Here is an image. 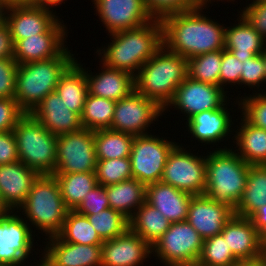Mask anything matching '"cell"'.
<instances>
[{
	"label": "cell",
	"mask_w": 266,
	"mask_h": 266,
	"mask_svg": "<svg viewBox=\"0 0 266 266\" xmlns=\"http://www.w3.org/2000/svg\"><path fill=\"white\" fill-rule=\"evenodd\" d=\"M210 9L198 7L164 17L161 20L163 45L187 60L200 54L224 50L226 24L220 23L216 16L211 17L207 13Z\"/></svg>",
	"instance_id": "1"
},
{
	"label": "cell",
	"mask_w": 266,
	"mask_h": 266,
	"mask_svg": "<svg viewBox=\"0 0 266 266\" xmlns=\"http://www.w3.org/2000/svg\"><path fill=\"white\" fill-rule=\"evenodd\" d=\"M108 43L94 51L105 66L135 76L139 69L163 46V24L153 19L146 25L108 34ZM98 56V57H97Z\"/></svg>",
	"instance_id": "2"
},
{
	"label": "cell",
	"mask_w": 266,
	"mask_h": 266,
	"mask_svg": "<svg viewBox=\"0 0 266 266\" xmlns=\"http://www.w3.org/2000/svg\"><path fill=\"white\" fill-rule=\"evenodd\" d=\"M68 211L53 174L39 175L25 202L17 210L39 240L42 236L44 240L57 235L63 227Z\"/></svg>",
	"instance_id": "3"
},
{
	"label": "cell",
	"mask_w": 266,
	"mask_h": 266,
	"mask_svg": "<svg viewBox=\"0 0 266 266\" xmlns=\"http://www.w3.org/2000/svg\"><path fill=\"white\" fill-rule=\"evenodd\" d=\"M69 49L51 59L18 64L14 99L25 113L56 90L61 76L76 61L77 51Z\"/></svg>",
	"instance_id": "4"
},
{
	"label": "cell",
	"mask_w": 266,
	"mask_h": 266,
	"mask_svg": "<svg viewBox=\"0 0 266 266\" xmlns=\"http://www.w3.org/2000/svg\"><path fill=\"white\" fill-rule=\"evenodd\" d=\"M187 71V59L163 45L134 76L135 91L165 109Z\"/></svg>",
	"instance_id": "5"
},
{
	"label": "cell",
	"mask_w": 266,
	"mask_h": 266,
	"mask_svg": "<svg viewBox=\"0 0 266 266\" xmlns=\"http://www.w3.org/2000/svg\"><path fill=\"white\" fill-rule=\"evenodd\" d=\"M249 168L232 148L207 150L204 195L235 211L246 187Z\"/></svg>",
	"instance_id": "6"
},
{
	"label": "cell",
	"mask_w": 266,
	"mask_h": 266,
	"mask_svg": "<svg viewBox=\"0 0 266 266\" xmlns=\"http://www.w3.org/2000/svg\"><path fill=\"white\" fill-rule=\"evenodd\" d=\"M236 111L237 114H235ZM238 113L239 100H236L234 98H230L222 107L216 110H205L201 113H197L191 116L185 123L179 124L181 126L184 124L185 128L183 126L180 127V131H178V133L181 132V130L183 131L184 129V135L186 134L183 140L185 144L182 142V140H180L179 142H181L183 146H186L188 148H195L196 146L197 149H201L203 147L202 149L204 150H208V148H210V150L231 148L236 121V119H234L233 117L238 116ZM186 136L191 140L188 139L187 142V139H185ZM194 141L195 145H193ZM186 142H191L192 145L186 144ZM199 145L200 147H198ZM215 146L216 148H214Z\"/></svg>",
	"instance_id": "7"
},
{
	"label": "cell",
	"mask_w": 266,
	"mask_h": 266,
	"mask_svg": "<svg viewBox=\"0 0 266 266\" xmlns=\"http://www.w3.org/2000/svg\"><path fill=\"white\" fill-rule=\"evenodd\" d=\"M19 161L40 175L54 174L57 136L50 133L30 113H25L13 130Z\"/></svg>",
	"instance_id": "8"
},
{
	"label": "cell",
	"mask_w": 266,
	"mask_h": 266,
	"mask_svg": "<svg viewBox=\"0 0 266 266\" xmlns=\"http://www.w3.org/2000/svg\"><path fill=\"white\" fill-rule=\"evenodd\" d=\"M155 130L153 133L135 136L131 146L132 176L145 186L161 180L167 157L180 141V138L174 139L172 134L170 140L168 132L162 135L160 130L159 134Z\"/></svg>",
	"instance_id": "9"
},
{
	"label": "cell",
	"mask_w": 266,
	"mask_h": 266,
	"mask_svg": "<svg viewBox=\"0 0 266 266\" xmlns=\"http://www.w3.org/2000/svg\"><path fill=\"white\" fill-rule=\"evenodd\" d=\"M202 150L188 149L179 142L167 157L160 181L192 195H203L206 188V150Z\"/></svg>",
	"instance_id": "10"
},
{
	"label": "cell",
	"mask_w": 266,
	"mask_h": 266,
	"mask_svg": "<svg viewBox=\"0 0 266 266\" xmlns=\"http://www.w3.org/2000/svg\"><path fill=\"white\" fill-rule=\"evenodd\" d=\"M36 239L24 218L10 210L0 220V266H24L29 261L35 262L41 257L42 249L41 241Z\"/></svg>",
	"instance_id": "11"
},
{
	"label": "cell",
	"mask_w": 266,
	"mask_h": 266,
	"mask_svg": "<svg viewBox=\"0 0 266 266\" xmlns=\"http://www.w3.org/2000/svg\"><path fill=\"white\" fill-rule=\"evenodd\" d=\"M203 241L187 220L174 222L151 247V258L159 262V266L197 263Z\"/></svg>",
	"instance_id": "12"
},
{
	"label": "cell",
	"mask_w": 266,
	"mask_h": 266,
	"mask_svg": "<svg viewBox=\"0 0 266 266\" xmlns=\"http://www.w3.org/2000/svg\"><path fill=\"white\" fill-rule=\"evenodd\" d=\"M229 96L220 86L196 81L187 76L177 87L172 101L164 109L163 118H168L166 113L173 117L177 111L176 117L174 116V118H179L177 125L179 122L185 123L197 113L222 107L231 98ZM178 114L181 118L177 116Z\"/></svg>",
	"instance_id": "13"
},
{
	"label": "cell",
	"mask_w": 266,
	"mask_h": 266,
	"mask_svg": "<svg viewBox=\"0 0 266 266\" xmlns=\"http://www.w3.org/2000/svg\"><path fill=\"white\" fill-rule=\"evenodd\" d=\"M161 117H164V109L154 100L146 98L134 90L129 96L116 102L109 129L133 136L145 135L155 132L152 126L158 127L159 123L157 122L162 125L163 122L159 120V118L162 119Z\"/></svg>",
	"instance_id": "14"
},
{
	"label": "cell",
	"mask_w": 266,
	"mask_h": 266,
	"mask_svg": "<svg viewBox=\"0 0 266 266\" xmlns=\"http://www.w3.org/2000/svg\"><path fill=\"white\" fill-rule=\"evenodd\" d=\"M97 161L93 130L82 128L57 136L54 174L95 172Z\"/></svg>",
	"instance_id": "15"
},
{
	"label": "cell",
	"mask_w": 266,
	"mask_h": 266,
	"mask_svg": "<svg viewBox=\"0 0 266 266\" xmlns=\"http://www.w3.org/2000/svg\"><path fill=\"white\" fill-rule=\"evenodd\" d=\"M94 15L108 34L142 27L153 20L143 0H91Z\"/></svg>",
	"instance_id": "16"
},
{
	"label": "cell",
	"mask_w": 266,
	"mask_h": 266,
	"mask_svg": "<svg viewBox=\"0 0 266 266\" xmlns=\"http://www.w3.org/2000/svg\"><path fill=\"white\" fill-rule=\"evenodd\" d=\"M59 18L45 33L18 40L14 44L13 58L18 64L42 61L57 57L69 46L70 28Z\"/></svg>",
	"instance_id": "17"
},
{
	"label": "cell",
	"mask_w": 266,
	"mask_h": 266,
	"mask_svg": "<svg viewBox=\"0 0 266 266\" xmlns=\"http://www.w3.org/2000/svg\"><path fill=\"white\" fill-rule=\"evenodd\" d=\"M44 240L41 257L50 266H102V245L68 243L57 235Z\"/></svg>",
	"instance_id": "18"
},
{
	"label": "cell",
	"mask_w": 266,
	"mask_h": 266,
	"mask_svg": "<svg viewBox=\"0 0 266 266\" xmlns=\"http://www.w3.org/2000/svg\"><path fill=\"white\" fill-rule=\"evenodd\" d=\"M102 266H144L152 257L151 246L128 228L102 244Z\"/></svg>",
	"instance_id": "19"
},
{
	"label": "cell",
	"mask_w": 266,
	"mask_h": 266,
	"mask_svg": "<svg viewBox=\"0 0 266 266\" xmlns=\"http://www.w3.org/2000/svg\"><path fill=\"white\" fill-rule=\"evenodd\" d=\"M76 59V62L84 69L88 84V94L110 99L115 102L129 96L135 90L134 76L126 71L113 69L97 62V73L92 72L86 64ZM84 65V66H83ZM101 67V68H100ZM98 68V69H97Z\"/></svg>",
	"instance_id": "20"
},
{
	"label": "cell",
	"mask_w": 266,
	"mask_h": 266,
	"mask_svg": "<svg viewBox=\"0 0 266 266\" xmlns=\"http://www.w3.org/2000/svg\"><path fill=\"white\" fill-rule=\"evenodd\" d=\"M239 262L258 261L263 258L262 236L250 218L233 215L220 233Z\"/></svg>",
	"instance_id": "21"
},
{
	"label": "cell",
	"mask_w": 266,
	"mask_h": 266,
	"mask_svg": "<svg viewBox=\"0 0 266 266\" xmlns=\"http://www.w3.org/2000/svg\"><path fill=\"white\" fill-rule=\"evenodd\" d=\"M234 214L232 208L204 194L194 195L189 204L187 222L206 239L220 234Z\"/></svg>",
	"instance_id": "22"
},
{
	"label": "cell",
	"mask_w": 266,
	"mask_h": 266,
	"mask_svg": "<svg viewBox=\"0 0 266 266\" xmlns=\"http://www.w3.org/2000/svg\"><path fill=\"white\" fill-rule=\"evenodd\" d=\"M59 14L34 5L10 6L7 10L6 24L13 43L45 33L62 16Z\"/></svg>",
	"instance_id": "23"
},
{
	"label": "cell",
	"mask_w": 266,
	"mask_h": 266,
	"mask_svg": "<svg viewBox=\"0 0 266 266\" xmlns=\"http://www.w3.org/2000/svg\"><path fill=\"white\" fill-rule=\"evenodd\" d=\"M30 114L55 136L83 128L81 116L71 111L56 91L47 95Z\"/></svg>",
	"instance_id": "24"
},
{
	"label": "cell",
	"mask_w": 266,
	"mask_h": 266,
	"mask_svg": "<svg viewBox=\"0 0 266 266\" xmlns=\"http://www.w3.org/2000/svg\"><path fill=\"white\" fill-rule=\"evenodd\" d=\"M39 175L20 161L0 165V198L3 203L11 211H17Z\"/></svg>",
	"instance_id": "25"
},
{
	"label": "cell",
	"mask_w": 266,
	"mask_h": 266,
	"mask_svg": "<svg viewBox=\"0 0 266 266\" xmlns=\"http://www.w3.org/2000/svg\"><path fill=\"white\" fill-rule=\"evenodd\" d=\"M235 17H228L230 25L225 27V49L230 51L238 60L244 62L246 59L264 52L266 41L243 17L240 11ZM235 19V20H234ZM234 21V22H233Z\"/></svg>",
	"instance_id": "26"
},
{
	"label": "cell",
	"mask_w": 266,
	"mask_h": 266,
	"mask_svg": "<svg viewBox=\"0 0 266 266\" xmlns=\"http://www.w3.org/2000/svg\"><path fill=\"white\" fill-rule=\"evenodd\" d=\"M193 196L162 181L146 185L145 201L159 210L171 223L187 220Z\"/></svg>",
	"instance_id": "27"
},
{
	"label": "cell",
	"mask_w": 266,
	"mask_h": 266,
	"mask_svg": "<svg viewBox=\"0 0 266 266\" xmlns=\"http://www.w3.org/2000/svg\"><path fill=\"white\" fill-rule=\"evenodd\" d=\"M239 115L235 121L231 148L249 165H266V130L250 124Z\"/></svg>",
	"instance_id": "28"
},
{
	"label": "cell",
	"mask_w": 266,
	"mask_h": 266,
	"mask_svg": "<svg viewBox=\"0 0 266 266\" xmlns=\"http://www.w3.org/2000/svg\"><path fill=\"white\" fill-rule=\"evenodd\" d=\"M110 208L120 212L128 220L145 202L146 186L134 178L105 186Z\"/></svg>",
	"instance_id": "29"
},
{
	"label": "cell",
	"mask_w": 266,
	"mask_h": 266,
	"mask_svg": "<svg viewBox=\"0 0 266 266\" xmlns=\"http://www.w3.org/2000/svg\"><path fill=\"white\" fill-rule=\"evenodd\" d=\"M55 91L71 111L82 115L88 84L84 69L76 61L61 76Z\"/></svg>",
	"instance_id": "30"
},
{
	"label": "cell",
	"mask_w": 266,
	"mask_h": 266,
	"mask_svg": "<svg viewBox=\"0 0 266 266\" xmlns=\"http://www.w3.org/2000/svg\"><path fill=\"white\" fill-rule=\"evenodd\" d=\"M171 222L146 201L129 220V228L151 247L169 229Z\"/></svg>",
	"instance_id": "31"
},
{
	"label": "cell",
	"mask_w": 266,
	"mask_h": 266,
	"mask_svg": "<svg viewBox=\"0 0 266 266\" xmlns=\"http://www.w3.org/2000/svg\"><path fill=\"white\" fill-rule=\"evenodd\" d=\"M266 204V165H250L246 187L234 211L235 215L250 217Z\"/></svg>",
	"instance_id": "32"
},
{
	"label": "cell",
	"mask_w": 266,
	"mask_h": 266,
	"mask_svg": "<svg viewBox=\"0 0 266 266\" xmlns=\"http://www.w3.org/2000/svg\"><path fill=\"white\" fill-rule=\"evenodd\" d=\"M53 175L58 182L64 204L69 210H75L89 191L98 185L95 172Z\"/></svg>",
	"instance_id": "33"
},
{
	"label": "cell",
	"mask_w": 266,
	"mask_h": 266,
	"mask_svg": "<svg viewBox=\"0 0 266 266\" xmlns=\"http://www.w3.org/2000/svg\"><path fill=\"white\" fill-rule=\"evenodd\" d=\"M134 137L131 134L109 128L95 130L94 141L97 160L130 157Z\"/></svg>",
	"instance_id": "34"
},
{
	"label": "cell",
	"mask_w": 266,
	"mask_h": 266,
	"mask_svg": "<svg viewBox=\"0 0 266 266\" xmlns=\"http://www.w3.org/2000/svg\"><path fill=\"white\" fill-rule=\"evenodd\" d=\"M57 236L65 242L81 245H102L100 238L90 221L76 210H69L63 227Z\"/></svg>",
	"instance_id": "35"
},
{
	"label": "cell",
	"mask_w": 266,
	"mask_h": 266,
	"mask_svg": "<svg viewBox=\"0 0 266 266\" xmlns=\"http://www.w3.org/2000/svg\"><path fill=\"white\" fill-rule=\"evenodd\" d=\"M116 102L87 94L81 124L88 130L108 129L111 126Z\"/></svg>",
	"instance_id": "36"
},
{
	"label": "cell",
	"mask_w": 266,
	"mask_h": 266,
	"mask_svg": "<svg viewBox=\"0 0 266 266\" xmlns=\"http://www.w3.org/2000/svg\"><path fill=\"white\" fill-rule=\"evenodd\" d=\"M222 50L197 55L187 60L188 77L219 86Z\"/></svg>",
	"instance_id": "37"
},
{
	"label": "cell",
	"mask_w": 266,
	"mask_h": 266,
	"mask_svg": "<svg viewBox=\"0 0 266 266\" xmlns=\"http://www.w3.org/2000/svg\"><path fill=\"white\" fill-rule=\"evenodd\" d=\"M197 263L201 266H235L239 261L233 256L221 234L204 239Z\"/></svg>",
	"instance_id": "38"
},
{
	"label": "cell",
	"mask_w": 266,
	"mask_h": 266,
	"mask_svg": "<svg viewBox=\"0 0 266 266\" xmlns=\"http://www.w3.org/2000/svg\"><path fill=\"white\" fill-rule=\"evenodd\" d=\"M85 216L103 241L118 237L129 228V220L110 207L94 215Z\"/></svg>",
	"instance_id": "39"
},
{
	"label": "cell",
	"mask_w": 266,
	"mask_h": 266,
	"mask_svg": "<svg viewBox=\"0 0 266 266\" xmlns=\"http://www.w3.org/2000/svg\"><path fill=\"white\" fill-rule=\"evenodd\" d=\"M240 89L245 91V93L243 92L244 95L242 94V96L249 95L250 92H252V94L266 92V76L263 53L254 55L253 57L242 62L239 90Z\"/></svg>",
	"instance_id": "40"
},
{
	"label": "cell",
	"mask_w": 266,
	"mask_h": 266,
	"mask_svg": "<svg viewBox=\"0 0 266 266\" xmlns=\"http://www.w3.org/2000/svg\"><path fill=\"white\" fill-rule=\"evenodd\" d=\"M95 174L98 184L103 186L133 178L130 157L98 160Z\"/></svg>",
	"instance_id": "41"
},
{
	"label": "cell",
	"mask_w": 266,
	"mask_h": 266,
	"mask_svg": "<svg viewBox=\"0 0 266 266\" xmlns=\"http://www.w3.org/2000/svg\"><path fill=\"white\" fill-rule=\"evenodd\" d=\"M241 71H242V61L238 60L230 51H228L226 49L222 50V62H221V67H220L219 86L228 95H230L231 98H233L235 94L232 95L230 93L236 92L237 95H235V97H234V99H236V100H239L242 97L241 90L238 91V89H239L238 87H240ZM234 87H235V89H234ZM229 89H230V91H229ZM231 89L233 91H231Z\"/></svg>",
	"instance_id": "42"
},
{
	"label": "cell",
	"mask_w": 266,
	"mask_h": 266,
	"mask_svg": "<svg viewBox=\"0 0 266 266\" xmlns=\"http://www.w3.org/2000/svg\"><path fill=\"white\" fill-rule=\"evenodd\" d=\"M239 113L252 125L266 130V92L242 96Z\"/></svg>",
	"instance_id": "43"
},
{
	"label": "cell",
	"mask_w": 266,
	"mask_h": 266,
	"mask_svg": "<svg viewBox=\"0 0 266 266\" xmlns=\"http://www.w3.org/2000/svg\"><path fill=\"white\" fill-rule=\"evenodd\" d=\"M146 10L153 19L198 8L192 0H143Z\"/></svg>",
	"instance_id": "44"
},
{
	"label": "cell",
	"mask_w": 266,
	"mask_h": 266,
	"mask_svg": "<svg viewBox=\"0 0 266 266\" xmlns=\"http://www.w3.org/2000/svg\"><path fill=\"white\" fill-rule=\"evenodd\" d=\"M240 6V10L237 8L236 11H241L243 17L266 41V1L245 2L243 8L241 3Z\"/></svg>",
	"instance_id": "45"
},
{
	"label": "cell",
	"mask_w": 266,
	"mask_h": 266,
	"mask_svg": "<svg viewBox=\"0 0 266 266\" xmlns=\"http://www.w3.org/2000/svg\"><path fill=\"white\" fill-rule=\"evenodd\" d=\"M109 207L105 186L98 184L89 191L82 203L75 210L83 215H94Z\"/></svg>",
	"instance_id": "46"
},
{
	"label": "cell",
	"mask_w": 266,
	"mask_h": 266,
	"mask_svg": "<svg viewBox=\"0 0 266 266\" xmlns=\"http://www.w3.org/2000/svg\"><path fill=\"white\" fill-rule=\"evenodd\" d=\"M18 63L14 58L0 59V98H14Z\"/></svg>",
	"instance_id": "47"
},
{
	"label": "cell",
	"mask_w": 266,
	"mask_h": 266,
	"mask_svg": "<svg viewBox=\"0 0 266 266\" xmlns=\"http://www.w3.org/2000/svg\"><path fill=\"white\" fill-rule=\"evenodd\" d=\"M24 114L14 98H0V132L13 131Z\"/></svg>",
	"instance_id": "48"
},
{
	"label": "cell",
	"mask_w": 266,
	"mask_h": 266,
	"mask_svg": "<svg viewBox=\"0 0 266 266\" xmlns=\"http://www.w3.org/2000/svg\"><path fill=\"white\" fill-rule=\"evenodd\" d=\"M17 161H19V155L13 131L0 132V165Z\"/></svg>",
	"instance_id": "49"
},
{
	"label": "cell",
	"mask_w": 266,
	"mask_h": 266,
	"mask_svg": "<svg viewBox=\"0 0 266 266\" xmlns=\"http://www.w3.org/2000/svg\"><path fill=\"white\" fill-rule=\"evenodd\" d=\"M14 43L8 25L5 23L0 26V59L13 58Z\"/></svg>",
	"instance_id": "50"
},
{
	"label": "cell",
	"mask_w": 266,
	"mask_h": 266,
	"mask_svg": "<svg viewBox=\"0 0 266 266\" xmlns=\"http://www.w3.org/2000/svg\"><path fill=\"white\" fill-rule=\"evenodd\" d=\"M249 218L257 232L263 236L266 233V204L259 207Z\"/></svg>",
	"instance_id": "51"
},
{
	"label": "cell",
	"mask_w": 266,
	"mask_h": 266,
	"mask_svg": "<svg viewBox=\"0 0 266 266\" xmlns=\"http://www.w3.org/2000/svg\"><path fill=\"white\" fill-rule=\"evenodd\" d=\"M68 0H37L34 6H37L39 8L47 9L52 12H54L55 9V14L58 12L56 11V7H60L61 5H65ZM63 3V4H62Z\"/></svg>",
	"instance_id": "52"
},
{
	"label": "cell",
	"mask_w": 266,
	"mask_h": 266,
	"mask_svg": "<svg viewBox=\"0 0 266 266\" xmlns=\"http://www.w3.org/2000/svg\"><path fill=\"white\" fill-rule=\"evenodd\" d=\"M192 2L197 6V7H202V8H209L210 6L212 7L213 6H216L215 3H222V7H223V2H224V5L226 4V2H228L227 4L230 5L231 4H234V2H238L236 0H192ZM214 2V3H213Z\"/></svg>",
	"instance_id": "53"
},
{
	"label": "cell",
	"mask_w": 266,
	"mask_h": 266,
	"mask_svg": "<svg viewBox=\"0 0 266 266\" xmlns=\"http://www.w3.org/2000/svg\"><path fill=\"white\" fill-rule=\"evenodd\" d=\"M5 2L10 7V6L35 5L37 0H5Z\"/></svg>",
	"instance_id": "54"
},
{
	"label": "cell",
	"mask_w": 266,
	"mask_h": 266,
	"mask_svg": "<svg viewBox=\"0 0 266 266\" xmlns=\"http://www.w3.org/2000/svg\"><path fill=\"white\" fill-rule=\"evenodd\" d=\"M9 6L5 0H0V26L6 23L7 10Z\"/></svg>",
	"instance_id": "55"
},
{
	"label": "cell",
	"mask_w": 266,
	"mask_h": 266,
	"mask_svg": "<svg viewBox=\"0 0 266 266\" xmlns=\"http://www.w3.org/2000/svg\"><path fill=\"white\" fill-rule=\"evenodd\" d=\"M235 266H266L264 259L252 262H239Z\"/></svg>",
	"instance_id": "56"
},
{
	"label": "cell",
	"mask_w": 266,
	"mask_h": 266,
	"mask_svg": "<svg viewBox=\"0 0 266 266\" xmlns=\"http://www.w3.org/2000/svg\"><path fill=\"white\" fill-rule=\"evenodd\" d=\"M36 261L31 263L29 262L24 266H50L42 257H40L39 260L37 259Z\"/></svg>",
	"instance_id": "57"
},
{
	"label": "cell",
	"mask_w": 266,
	"mask_h": 266,
	"mask_svg": "<svg viewBox=\"0 0 266 266\" xmlns=\"http://www.w3.org/2000/svg\"><path fill=\"white\" fill-rule=\"evenodd\" d=\"M10 211L0 198V220Z\"/></svg>",
	"instance_id": "58"
},
{
	"label": "cell",
	"mask_w": 266,
	"mask_h": 266,
	"mask_svg": "<svg viewBox=\"0 0 266 266\" xmlns=\"http://www.w3.org/2000/svg\"><path fill=\"white\" fill-rule=\"evenodd\" d=\"M168 266H201V265H199L198 263H191V264H174Z\"/></svg>",
	"instance_id": "59"
},
{
	"label": "cell",
	"mask_w": 266,
	"mask_h": 266,
	"mask_svg": "<svg viewBox=\"0 0 266 266\" xmlns=\"http://www.w3.org/2000/svg\"><path fill=\"white\" fill-rule=\"evenodd\" d=\"M263 59H264V63H265V76H266V46H265L264 52H263Z\"/></svg>",
	"instance_id": "60"
},
{
	"label": "cell",
	"mask_w": 266,
	"mask_h": 266,
	"mask_svg": "<svg viewBox=\"0 0 266 266\" xmlns=\"http://www.w3.org/2000/svg\"><path fill=\"white\" fill-rule=\"evenodd\" d=\"M240 1V0H239ZM243 1V0H241ZM261 2V1H266V0H245V2Z\"/></svg>",
	"instance_id": "61"
}]
</instances>
